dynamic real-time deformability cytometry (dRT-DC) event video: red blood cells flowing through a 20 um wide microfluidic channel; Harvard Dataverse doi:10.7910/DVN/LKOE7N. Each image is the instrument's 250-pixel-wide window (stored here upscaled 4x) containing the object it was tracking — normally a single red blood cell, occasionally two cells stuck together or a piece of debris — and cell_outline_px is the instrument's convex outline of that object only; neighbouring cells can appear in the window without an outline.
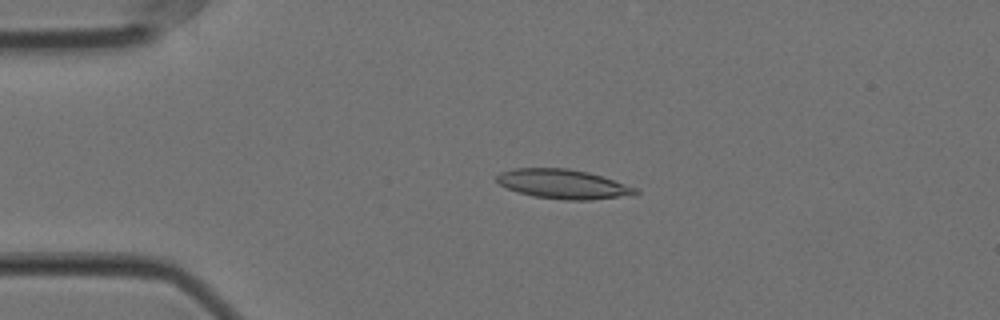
{"species": "Egyptian fruit bat (a non-hibernating species)", "species_latin": "Rousettus aegyptiacus", "temperature_condition": "cold", "stored_images_in_passage": 55, "camera_frame_rate_fps": 3000, "um_per_image_px": 0.085, "animal": {"sex": "female"}, "frame": {"image": 1, "passage_image": 11, "time_ms": 3.333, "image_size_px": [1000, 320], "cell_outline_px": [[640, 192], [592, 200], [564, 200], [532, 196], [516, 192], [500, 184], [496, 180], [496, 176], [500, 172], [512, 168], [568, 168], [588, 172], [636, 188]], "centroid_in_image_um": [47.76, 15.64], "position_along_channel_um": 37.2, "area_um2": 23.41}}
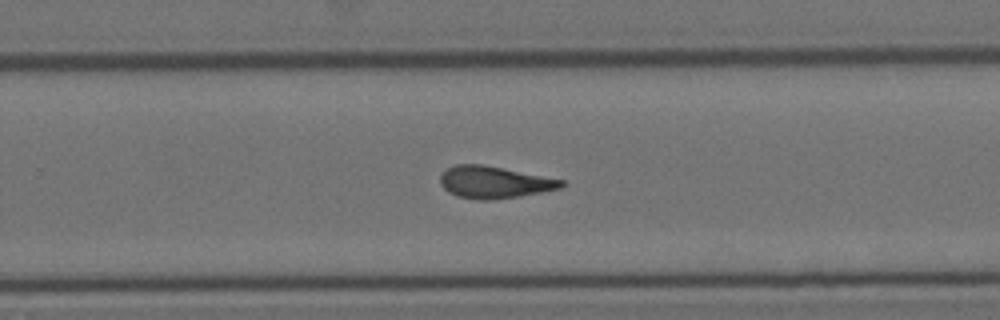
{"frame": {"image": 2, "passage_image": 35, "time_ms": 11.333, "image_size_px": [1000, 320], "cell_outline_px": [[564, 184], [560, 188], [520, 196], [492, 200], [480, 200], [456, 196], [448, 192], [440, 184], [440, 176], [448, 168], [456, 164], [480, 164], [564, 180]], "centroid_in_image_um": [41.97, 15.5], "position_along_channel_um": 287.8, "area_um2": 22.31}}
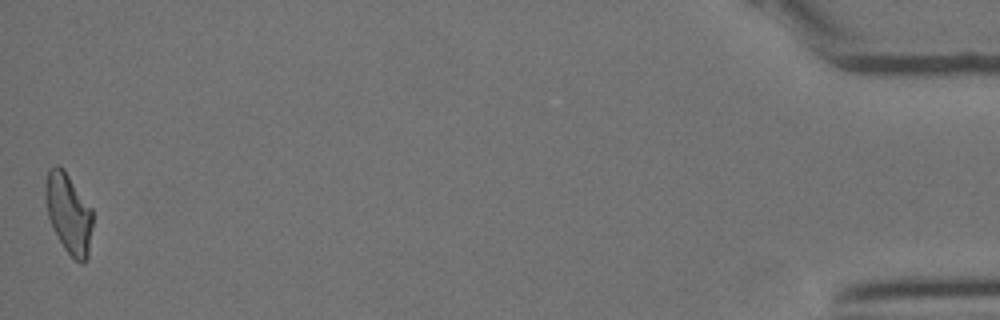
{"frame": {"image": 3, "passage_image": 55, "time_ms": 18.0, "image_size_px": [1000, 320], "cell_outline_px": [[92, 228], [88, 256], [84, 264], [80, 264], [64, 248], [48, 216], [44, 196], [44, 188], [48, 168], [52, 164], [60, 164], [64, 168], [92, 208]], "centroid_in_image_um": [5.83, 18.07], "position_along_channel_um": 429.4, "area_um2": 22.25}, "authors_computed_cell_mechanics": {"area_um2": 22.6576, "velocity_mm_per_s": 3.5534, "shape_relaxation_time_tau1_ms": 9.5572, "shape_relaxation_time_tau2_ms": 3.6816, "deformation_change_tau1": 0.2463, "deformation_change_tau2": 0.1373}}